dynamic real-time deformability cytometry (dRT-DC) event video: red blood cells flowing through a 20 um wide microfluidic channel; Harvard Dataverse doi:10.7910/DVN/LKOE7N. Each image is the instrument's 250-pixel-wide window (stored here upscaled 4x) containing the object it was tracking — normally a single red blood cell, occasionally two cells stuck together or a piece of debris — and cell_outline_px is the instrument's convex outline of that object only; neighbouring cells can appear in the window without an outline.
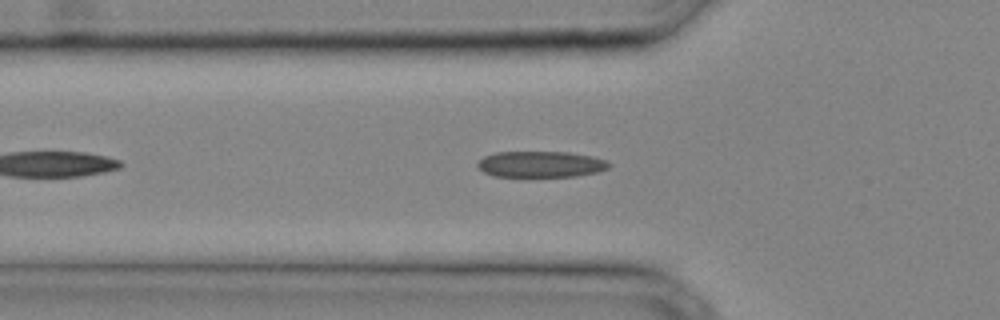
{"species": "common noctule bat (a hibernating species)", "species_latin": "Nyctalus noctula", "temperature_condition": "cold", "stored_images_in_passage": 27, "camera_frame_rate_fps": 3000, "um_per_image_px": 0.085, "animal": {"sex": "male", "body_mass_g": 20.4}, "frame": {"image": 1, "passage_image": 5, "time_ms": 1.333, "image_size_px": [1000, 320], "cell_outline_px": [[612, 164], [608, 168], [596, 172], [576, 176], [496, 176], [484, 172], [476, 164], [484, 156], [496, 152], [568, 152], [592, 156], [608, 160]], "centroid_in_image_um": [46.0, 13.95], "position_along_channel_um": 79.8, "area_um2": 19.88}}
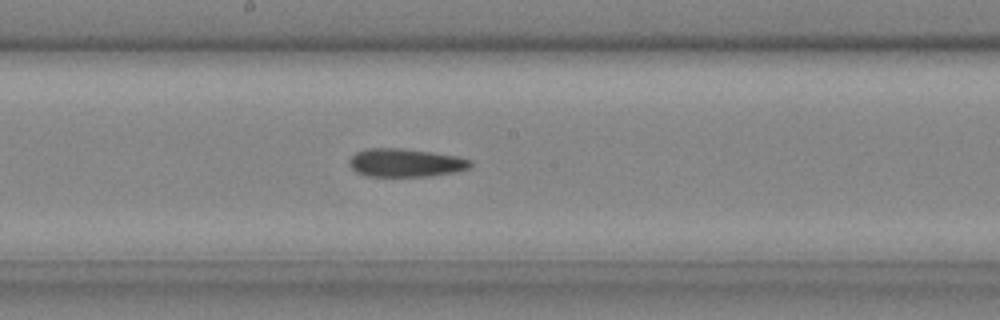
{"frame": {"image": 2, "passage_image": 12, "time_ms": 3.667, "image_size_px": [1000, 320], "cell_outline_px": [[472, 168], [456, 172], [432, 176], [368, 176], [356, 172], [348, 164], [352, 156], [356, 152], [368, 148], [400, 148], [432, 152], [456, 156], [472, 160]], "centroid_in_image_um": [34.51, 13.84], "position_along_channel_um": 213.7, "area_um2": 20.06}}